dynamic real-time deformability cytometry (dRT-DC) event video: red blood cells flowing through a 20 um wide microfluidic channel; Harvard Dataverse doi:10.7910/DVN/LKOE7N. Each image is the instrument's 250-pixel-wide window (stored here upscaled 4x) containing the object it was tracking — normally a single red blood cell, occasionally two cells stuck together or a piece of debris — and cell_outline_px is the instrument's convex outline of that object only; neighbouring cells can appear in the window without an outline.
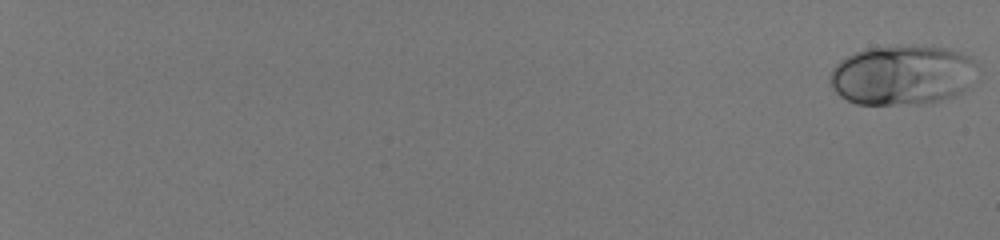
{"species": "human", "species_latin": "Homo sapiens", "temperature_condition": "room temperature", "stored_images_in_passage": 58, "camera_frame_rate_fps": 3000, "um_per_image_px": 0.085, "donor": {"sex": "male"}, "frame": {"image": 1, "passage_image": 1, "time_ms": 0.0, "image_size_px": [1000, 240], "cell_outline_px": [[976, 64], [972, 84], [968, 88], [956, 96], [940, 100], [920, 104], [856, 104], [840, 96], [828, 84], [828, 80], [832, 68], [840, 60], [856, 52], [868, 48], [948, 48], [960, 52], [968, 56]], "centroid_in_image_um": [76.67, 6.43], "position_along_channel_um": 8.3, "area_um2": 50.81}}
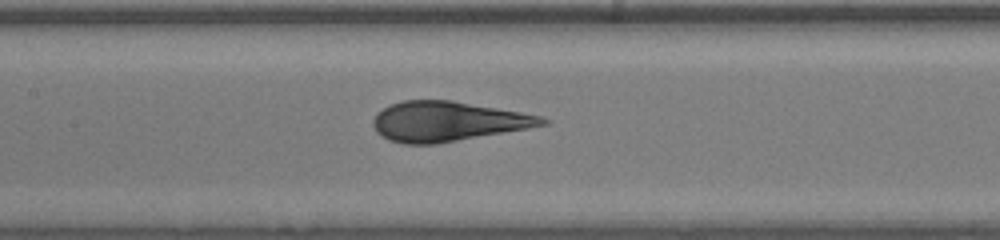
{"frame": {"image": 2, "passage_image": 35, "time_ms": 11.333, "image_size_px": [1000, 240], "cell_outline_px": [[552, 120], [548, 124], [528, 128], [436, 144], [404, 144], [388, 140], [380, 136], [376, 132], [372, 124], [372, 120], [376, 112], [388, 104], [404, 100], [452, 100], [520, 112], [540, 116]], "centroid_in_image_um": [37.99, 10.32], "position_along_channel_um": 169.4, "area_um2": 39.42}}
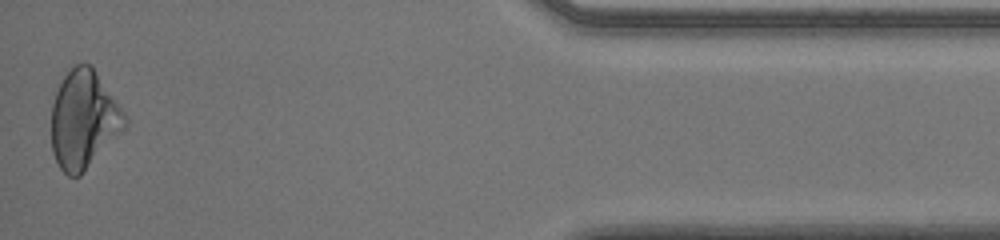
{"frame": {"image": 3, "passage_image": 58, "time_ms": 19.0, "image_size_px": [1000, 240], "cell_outline_px": [[128, 124], [80, 176], [68, 176], [60, 168], [52, 152], [52, 104], [56, 92], [64, 76], [76, 64], [88, 64], [92, 68], [120, 108], [128, 120]], "centroid_in_image_um": [7.08, 10.21], "position_along_channel_um": 428.1, "area_um2": 40.86}, "authors_computed_cell_mechanics": {"area_um2": 41.6449, "velocity_mm_per_s": 4.033, "shape_relaxation_time_tau1_ms": 5.902, "shape_relaxation_time_tau2_ms": null, "deformation_change_tau1": 0.1854, "deformation_change_tau2": null}}